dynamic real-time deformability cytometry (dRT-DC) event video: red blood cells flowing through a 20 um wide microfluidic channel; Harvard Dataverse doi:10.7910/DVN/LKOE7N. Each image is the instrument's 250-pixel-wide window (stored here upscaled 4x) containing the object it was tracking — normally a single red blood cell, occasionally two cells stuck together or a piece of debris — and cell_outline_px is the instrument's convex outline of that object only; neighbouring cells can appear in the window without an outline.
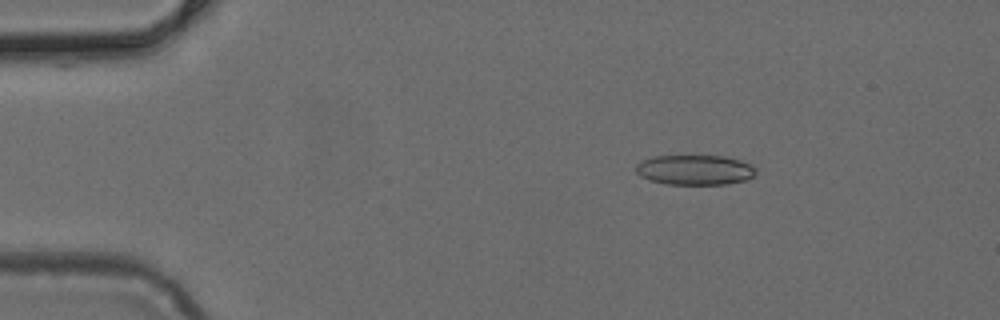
{"species": "common noctule bat (a hibernating species)", "species_latin": "Nyctalus noctula", "temperature_condition": "cold", "stored_images_in_passage": 3, "camera_frame_rate_fps": 3000, "um_per_image_px": 0.085, "animal": {"sex": "female", "body_mass_g": 24.6, "forearm_length_mm": 56.2}, "frame": {"image": 1, "passage_image": 1, "time_ms": 0.0, "image_size_px": [1000, 320], "cell_outline_px": [[756, 172], [752, 176], [744, 180], [724, 184], [668, 184], [648, 180], [640, 176], [636, 172], [636, 164], [640, 160], [652, 156], [724, 156], [740, 160], [752, 164], [756, 168]], "centroid_in_image_um": [59.03, 14.43], "position_along_channel_um": 26.0, "area_um2": 21.04}}